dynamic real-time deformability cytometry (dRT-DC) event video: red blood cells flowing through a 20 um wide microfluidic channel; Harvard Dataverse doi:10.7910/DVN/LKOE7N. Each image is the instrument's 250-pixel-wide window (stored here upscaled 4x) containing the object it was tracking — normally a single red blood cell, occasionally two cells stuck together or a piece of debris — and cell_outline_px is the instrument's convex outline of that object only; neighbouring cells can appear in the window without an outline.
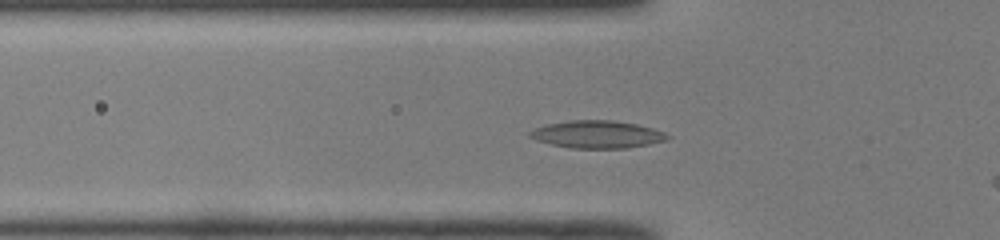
{"species": "common noctule bat (a hibernating species)", "species_latin": "Nyctalus noctula", "temperature_condition": "room temperature", "stored_images_in_passage": 39, "camera_frame_rate_fps": 3000, "um_per_image_px": 0.085, "animal": {"sex": "male", "body_mass_g": 19.0, "forearm_length_mm": 50.8}, "frame": {"image": 1, "passage_image": 11, "time_ms": 3.333, "image_size_px": [1000, 240], "cell_outline_px": [[672, 136], [668, 140], [628, 148], [572, 148], [552, 144], [536, 140], [528, 136], [528, 132], [536, 128], [548, 124], [572, 120], [612, 120], [636, 124], [652, 128], [664, 132]], "centroid_in_image_um": [50.79, 11.42], "position_along_channel_um": 75.0, "area_um2": 21.96}}
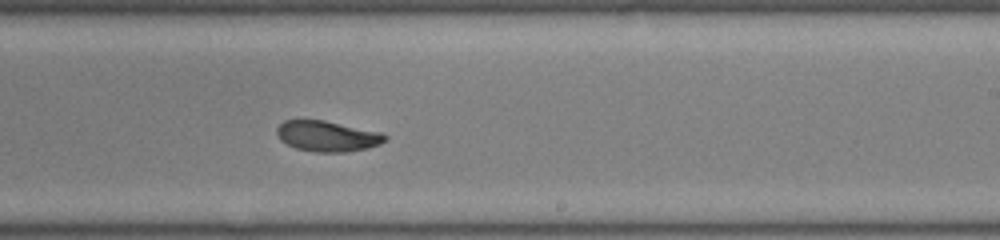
{"frame": {"image": 2, "passage_image": 25, "time_ms": 8.0, "image_size_px": [1000, 240], "cell_outline_px": [[388, 140], [380, 144], [368, 148], [344, 152], [316, 152], [296, 148], [280, 140], [276, 132], [276, 128], [284, 120], [324, 120], [380, 132], [388, 136]], "centroid_in_image_um": [27.83, 11.57], "position_along_channel_um": 261.2, "area_um2": 19.31}}
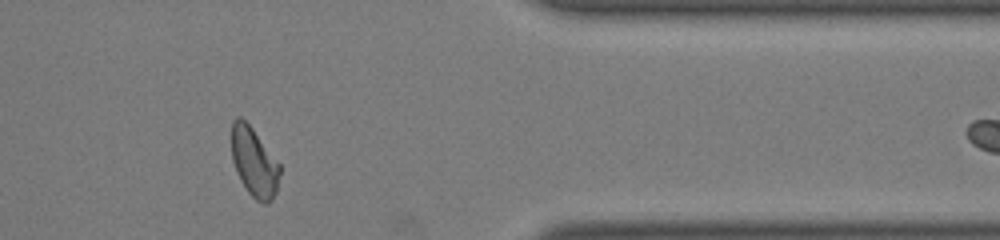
{"frame": {"image": 3, "passage_image": 36, "time_ms": 11.667, "image_size_px": [1000, 240], "cell_outline_px": [[280, 172], [276, 192], [272, 200], [268, 204], [264, 204], [256, 200], [248, 192], [240, 180], [236, 172], [232, 160], [232, 120], [236, 116], [240, 116], [252, 128], [280, 164]], "centroid_in_image_um": [21.59, 13.8], "position_along_channel_um": 389.8, "area_um2": 19.42}, "authors_computed_cell_mechanics": {"area_um2": 19.8254, "velocity_mm_per_s": 4.0051, "shape_relaxation_time_tau1_ms": 10.1577, "shape_relaxation_time_tau2_ms": 3.0822, "deformation_change_tau1": 0.2284, "deformation_change_tau2": 0.0818}}